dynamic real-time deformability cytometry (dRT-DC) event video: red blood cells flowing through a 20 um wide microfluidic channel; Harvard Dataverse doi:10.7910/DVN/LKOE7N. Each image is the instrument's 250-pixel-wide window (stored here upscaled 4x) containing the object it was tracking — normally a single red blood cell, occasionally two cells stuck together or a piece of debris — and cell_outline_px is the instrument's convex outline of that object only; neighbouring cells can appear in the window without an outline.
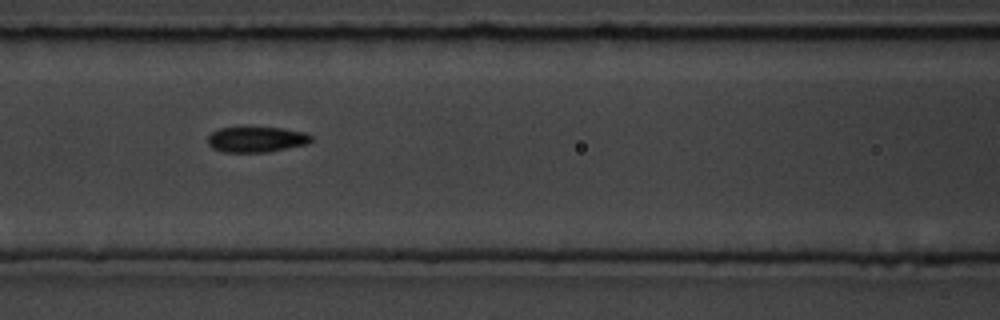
{"species": "common noctule bat (a hibernating species)", "species_latin": "Nyctalus noctula", "temperature_condition": "room temperature", "stored_images_in_passage": 5, "camera_frame_rate_fps": 3000, "um_per_image_px": 0.085, "animal": {"sex": "male", "body_mass_g": 19.5, "forearm_length_mm": 54.6}, "frame": {"image": 1, "passage_image": 5, "time_ms": 1.333, "image_size_px": [1000, 320], "cell_outline_px": [[312, 140], [308, 144], [268, 152], [224, 152], [212, 148], [208, 144], [208, 136], [212, 132], [220, 128], [284, 128], [304, 132], [312, 136]], "centroid_in_image_um": [21.81, 11.86], "position_along_channel_um": 144.8, "area_um2": 15.32}}